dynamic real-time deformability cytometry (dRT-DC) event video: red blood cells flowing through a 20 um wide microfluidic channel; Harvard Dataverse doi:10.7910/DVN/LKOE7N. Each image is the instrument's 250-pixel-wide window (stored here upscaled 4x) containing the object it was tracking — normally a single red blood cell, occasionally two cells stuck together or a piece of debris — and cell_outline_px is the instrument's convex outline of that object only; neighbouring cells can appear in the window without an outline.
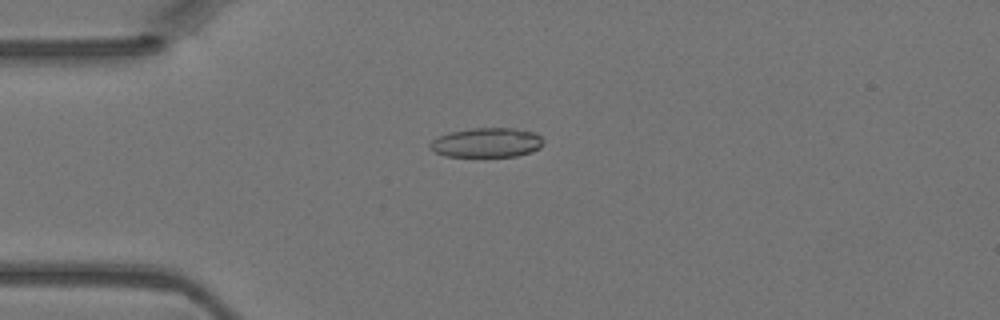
{"species": "Egyptian fruit bat (a non-hibernating species)", "species_latin": "Rousettus aegyptiacus", "temperature_condition": "warm", "stored_images_in_passage": 28, "camera_frame_rate_fps": 3000, "um_per_image_px": 0.085, "animal": {"sex": "female"}, "frame": {"image": 1, "passage_image": 4, "time_ms": 1.0, "image_size_px": [1000, 320], "cell_outline_px": [[544, 144], [540, 148], [532, 152], [516, 156], [444, 156], [436, 152], [428, 144], [432, 140], [448, 132], [472, 128], [512, 128], [532, 132], [540, 136], [544, 140]], "centroid_in_image_um": [41.4, 12.12], "position_along_channel_um": 43.6, "area_um2": 19.42}}
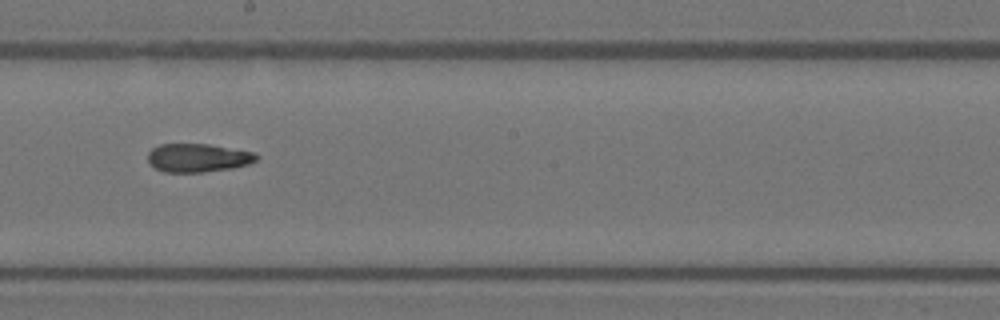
{"frame": {"image": 2, "passage_image": 18, "time_ms": 5.667, "image_size_px": [1000, 320], "cell_outline_px": [[260, 156], [256, 160], [248, 164], [232, 168], [200, 172], [164, 172], [148, 164], [148, 152], [152, 148], [160, 144], [208, 144], [256, 152]], "centroid_in_image_um": [16.82, 13.41], "position_along_channel_um": 231.4, "area_um2": 18.09}}
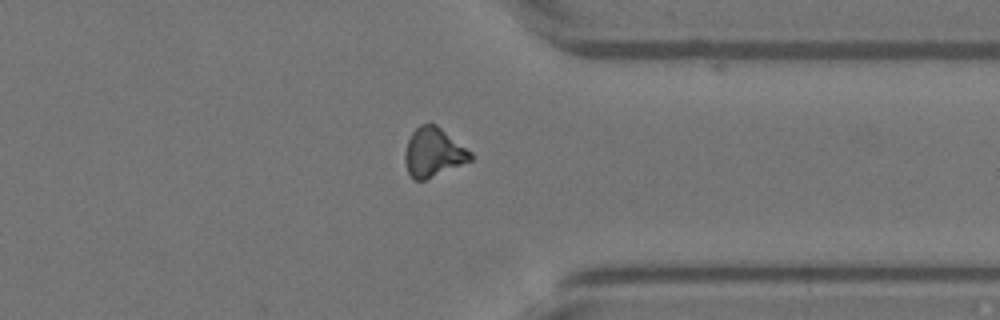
{"frame": {"image": 3, "passage_image": 28, "time_ms": 9.0, "image_size_px": [1000, 320], "cell_outline_px": [[472, 160], [424, 180], [412, 180], [408, 172], [404, 160], [404, 152], [408, 140], [412, 132], [420, 124], [428, 120], [436, 124], [472, 152]], "centroid_in_image_um": [36.81, 12.92], "position_along_channel_um": 374.6, "area_um2": 18.9}}